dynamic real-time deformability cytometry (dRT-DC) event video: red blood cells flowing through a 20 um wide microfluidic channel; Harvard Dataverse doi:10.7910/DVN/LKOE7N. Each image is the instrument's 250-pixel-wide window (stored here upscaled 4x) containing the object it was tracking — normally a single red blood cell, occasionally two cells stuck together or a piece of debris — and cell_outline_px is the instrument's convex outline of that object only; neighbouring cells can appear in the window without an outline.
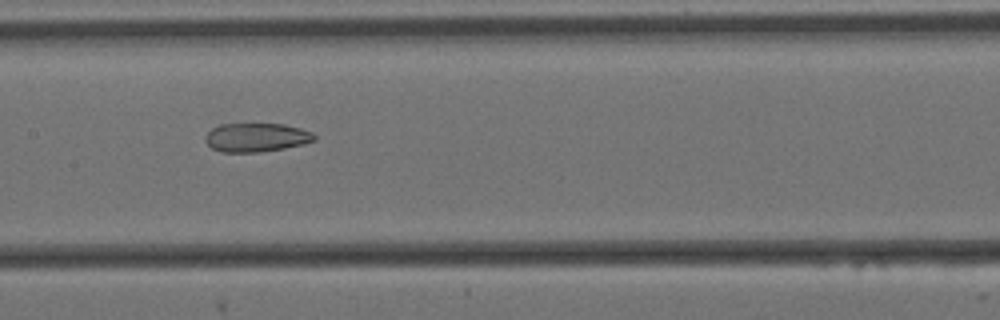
{"species": "Egyptian fruit bat (a non-hibernating species)", "species_latin": "Rousettus aegyptiacus", "temperature_condition": "cold", "stored_images_in_passage": 9, "camera_frame_rate_fps": 3000, "um_per_image_px": 0.085, "animal": {"sex": "female"}, "frame": {"image": 1, "passage_image": 8, "time_ms": 2.333, "image_size_px": [1000, 320], "cell_outline_px": [[316, 140], [304, 144], [284, 148], [260, 152], [220, 152], [212, 148], [204, 140], [204, 136], [212, 128], [220, 124], [284, 124], [300, 128], [312, 132], [316, 136]], "centroid_in_image_um": [21.78, 11.68], "position_along_channel_um": 185.6, "area_um2": 18.38}}
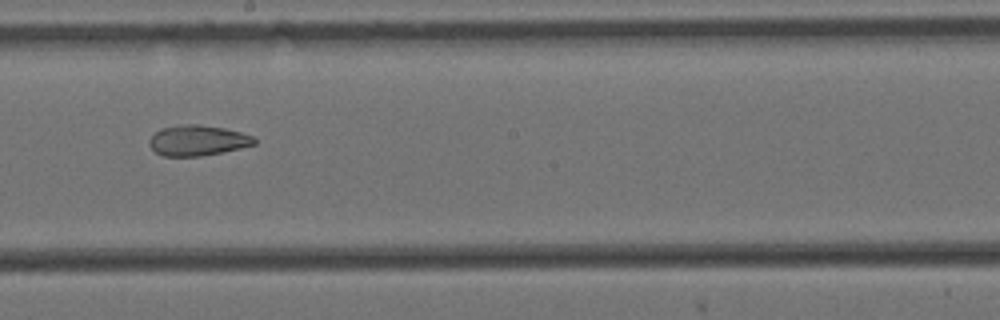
{"frame": {"image": 2, "passage_image": 9, "time_ms": 2.667, "image_size_px": [1000, 320], "cell_outline_px": [[256, 144], [224, 152], [200, 156], [164, 156], [156, 152], [148, 144], [148, 140], [160, 128], [180, 124], [196, 124], [224, 128], [240, 132], [252, 136], [256, 140]], "centroid_in_image_um": [16.78, 11.93], "position_along_channel_um": 231.4, "area_um2": 18.67}}